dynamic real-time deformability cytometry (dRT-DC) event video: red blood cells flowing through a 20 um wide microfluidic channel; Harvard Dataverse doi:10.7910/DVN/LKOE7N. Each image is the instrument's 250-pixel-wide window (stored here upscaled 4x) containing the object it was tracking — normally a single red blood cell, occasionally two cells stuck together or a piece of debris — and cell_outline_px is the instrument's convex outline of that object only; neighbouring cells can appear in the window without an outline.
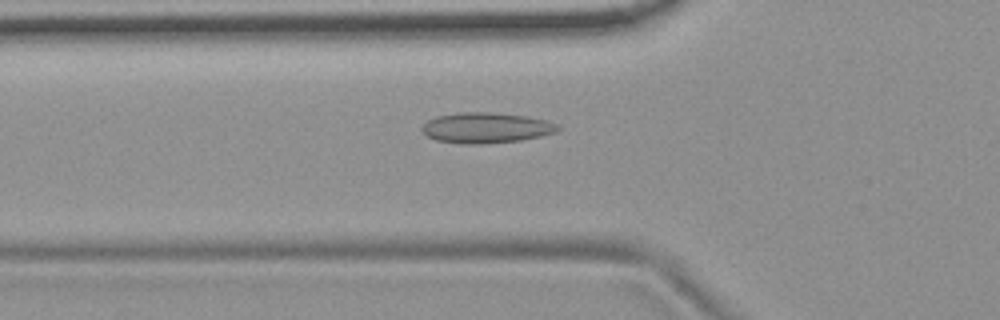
{"species": "common noctule bat (a hibernating species)", "species_latin": "Nyctalus noctula", "temperature_condition": "room temperature", "stored_images_in_passage": 43, "camera_frame_rate_fps": 3000, "um_per_image_px": 0.085, "animal": {"sex": "female", "body_mass_g": 19.9}, "frame": {"image": 1, "passage_image": 8, "time_ms": 2.333, "image_size_px": [1000, 320], "cell_outline_px": [[560, 128], [556, 132], [540, 136], [520, 140], [484, 144], [460, 144], [436, 140], [428, 136], [420, 128], [428, 120], [436, 116], [460, 112], [488, 112], [528, 116], [544, 120], [556, 124]], "centroid_in_image_um": [41.29, 10.86], "position_along_channel_um": 84.5, "area_um2": 24.1}}
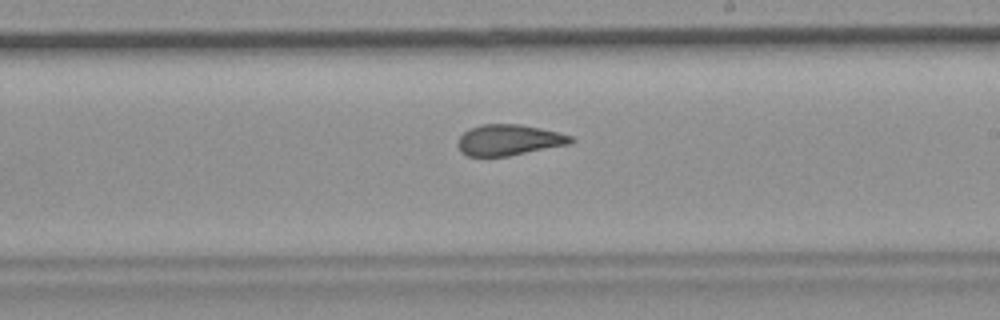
{"frame": {"image": 2, "passage_image": 21, "time_ms": 6.667, "image_size_px": [1000, 320], "cell_outline_px": [[576, 140], [568, 144], [508, 156], [468, 156], [460, 152], [456, 144], [460, 136], [468, 128], [484, 124], [520, 124], [540, 128], [572, 136]], "centroid_in_image_um": [43.21, 11.9], "position_along_channel_um": 245.8, "area_um2": 20.29}}
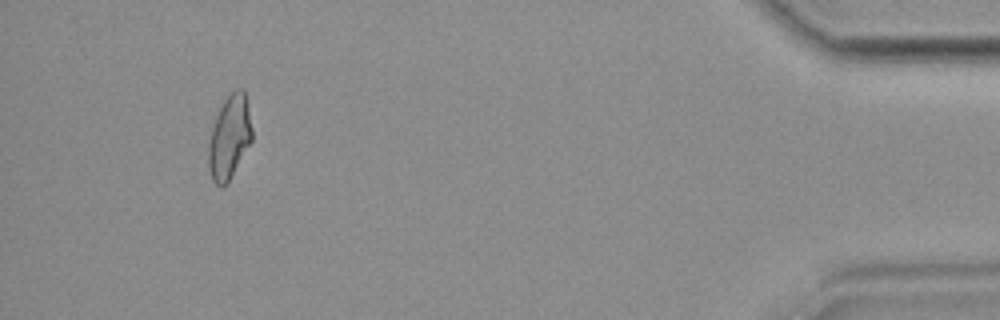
{"frame": {"image": 3, "passage_image": 40, "time_ms": 13.0, "image_size_px": [1000, 320], "cell_outline_px": [[252, 140], [228, 180], [220, 188], [212, 180], [208, 168], [208, 144], [212, 128], [216, 116], [224, 100], [236, 88], [244, 88], [252, 128]], "centroid_in_image_um": [19.49, 11.64], "position_along_channel_um": 415.7, "area_um2": 20.87}, "authors_computed_cell_mechanics": {"area_um2": 21.097, "velocity_mm_per_s": 3.7228, "shape_relaxation_time_tau1_ms": null, "shape_relaxation_time_tau2_ms": 1.9087, "deformation_change_tau1": null, "deformation_change_tau2": 0.0793}}